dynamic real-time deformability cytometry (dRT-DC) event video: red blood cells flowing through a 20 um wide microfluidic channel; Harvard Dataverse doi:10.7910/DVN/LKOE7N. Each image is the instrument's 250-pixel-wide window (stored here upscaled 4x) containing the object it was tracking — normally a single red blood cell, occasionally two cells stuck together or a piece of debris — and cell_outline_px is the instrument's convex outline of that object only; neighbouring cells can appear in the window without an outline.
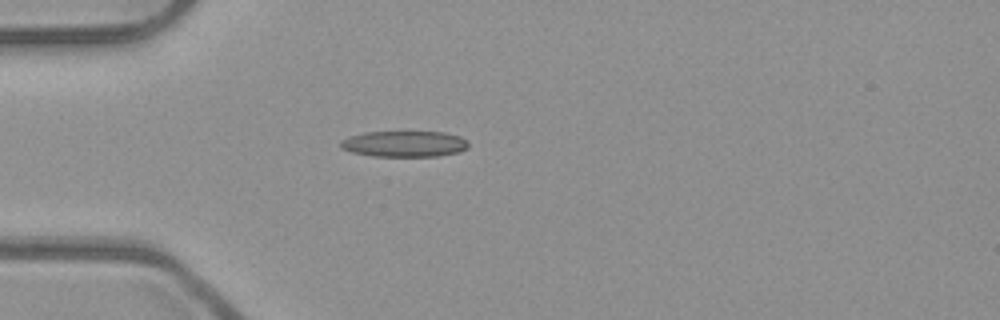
{"species": "common noctule bat (a hibernating species)", "species_latin": "Nyctalus noctula", "temperature_condition": "room temperature", "stored_images_in_passage": 5, "camera_frame_rate_fps": 3000, "um_per_image_px": 0.085, "animal": {"sex": "male", "body_mass_g": 23.1, "forearm_length_mm": 52.7}, "frame": {"image": 1, "passage_image": 4, "time_ms": 1.0, "image_size_px": [1000, 320], "cell_outline_px": [[468, 148], [460, 152], [436, 156], [372, 156], [352, 152], [340, 148], [340, 140], [348, 136], [364, 132], [444, 132], [460, 136], [468, 140]], "centroid_in_image_um": [34.37, 12.23], "position_along_channel_um": 50.6, "area_um2": 19.54}}